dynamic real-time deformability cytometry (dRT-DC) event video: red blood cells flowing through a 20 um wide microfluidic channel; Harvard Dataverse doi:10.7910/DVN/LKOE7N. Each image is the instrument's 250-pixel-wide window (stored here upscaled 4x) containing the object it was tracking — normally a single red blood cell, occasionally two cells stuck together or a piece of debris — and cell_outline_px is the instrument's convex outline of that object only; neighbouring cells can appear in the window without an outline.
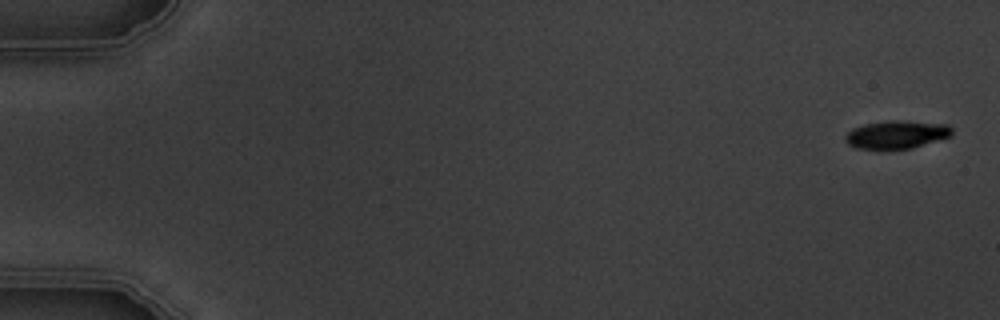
{"species": "common noctule bat (a hibernating species)", "species_latin": "Nyctalus noctula", "temperature_condition": "warm", "stored_images_in_passage": 7, "camera_frame_rate_fps": 3000, "um_per_image_px": 0.085, "animal": {"sex": "male", "body_mass_g": 19.5, "forearm_length_mm": 54.6}, "frame": {"image": 1, "passage_image": 1, "time_ms": 0.0, "image_size_px": [1000, 320], "cell_outline_px": [[952, 136], [912, 148], [856, 148], [848, 144], [844, 140], [844, 136], [852, 128], [864, 124], [892, 120], [900, 120], [948, 124], [952, 128]], "centroid_in_image_um": [76.22, 11.42], "position_along_channel_um": 8.8, "area_um2": 17.34}}
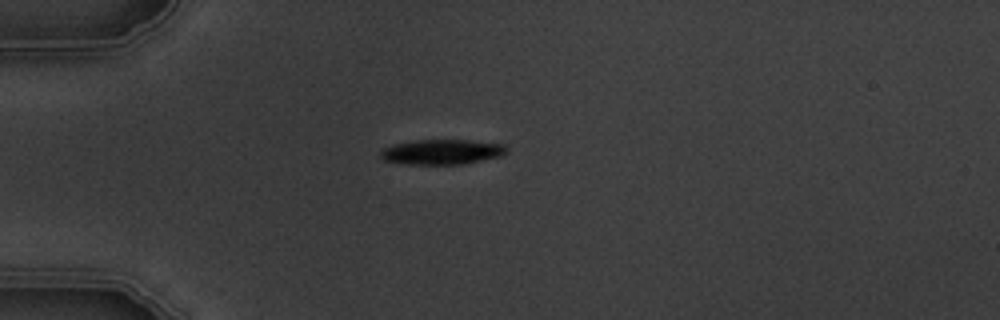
{"frame": {"image": 2, "passage_image": 5, "time_ms": 4.667, "image_size_px": [1000, 320], "cell_outline_px": [[508, 152], [500, 156], [464, 164], [408, 164], [384, 160], [380, 156], [380, 152], [384, 148], [392, 144], [416, 140], [468, 140], [504, 144], [508, 148]], "centroid_in_image_um": [37.58, 12.91], "position_along_channel_um": 47.4, "area_um2": 18.38}}